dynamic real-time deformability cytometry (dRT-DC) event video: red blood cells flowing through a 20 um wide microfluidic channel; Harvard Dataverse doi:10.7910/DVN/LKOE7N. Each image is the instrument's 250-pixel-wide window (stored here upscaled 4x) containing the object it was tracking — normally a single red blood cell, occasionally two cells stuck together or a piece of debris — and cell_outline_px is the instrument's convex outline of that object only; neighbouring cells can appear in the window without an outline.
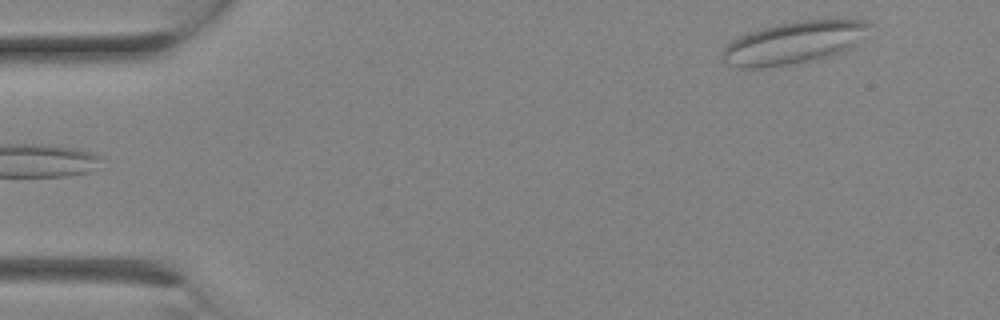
{"species": "Egyptian fruit bat (a non-hibernating species)", "species_latin": "Rousettus aegyptiacus", "temperature_condition": "room temperature", "stored_images_in_passage": 7, "segment_of_instrument_passage": [2, 2], "camera_frame_rate_fps": 3000, "um_per_image_px": 0.085, "animal": {"sex": "female"}, "frame": {"image": 1, "passage_image": 7, "time_ms": 2.0, "image_size_px": [1000, 320], "cell_outline_px": [[872, 24], [856, 44], [840, 52], [828, 56], [788, 64], [764, 68], [740, 68], [728, 64], [720, 60], [720, 52], [732, 40], [740, 36], [764, 28], [796, 20], [868, 20]], "centroid_in_image_um": [67.42, 3.63], "position_along_channel_um": 17.6, "area_um2": 35.72}}